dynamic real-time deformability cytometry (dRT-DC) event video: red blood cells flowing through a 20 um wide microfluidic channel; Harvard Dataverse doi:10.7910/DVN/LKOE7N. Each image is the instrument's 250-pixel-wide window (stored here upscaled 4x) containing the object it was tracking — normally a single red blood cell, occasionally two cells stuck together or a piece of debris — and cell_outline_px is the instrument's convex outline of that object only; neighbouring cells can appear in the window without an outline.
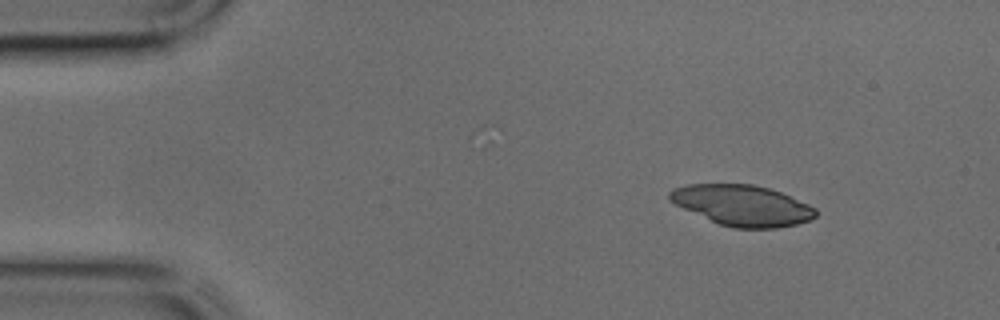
{"species": "common noctule bat (a hibernating species)", "species_latin": "Nyctalus noctula", "temperature_condition": "cold", "stored_images_in_passage": 15, "camera_frame_rate_fps": 3000, "um_per_image_px": 0.085, "animal": {"sex": "male", "body_mass_g": 17.9, "forearm_length_mm": 54.2}, "frame": {"image": 1, "passage_image": 5, "time_ms": 1.333, "image_size_px": [1000, 320], "cell_outline_px": [[816, 216], [812, 220], [796, 224], [776, 228], [732, 228], [720, 224], [684, 208], [668, 200], [668, 192], [672, 188], [688, 184], [752, 184], [768, 188], [780, 192], [808, 204], [816, 208]], "centroid_in_image_um": [63.1, 17.45], "position_along_channel_um": 21.9, "area_um2": 34.45}}